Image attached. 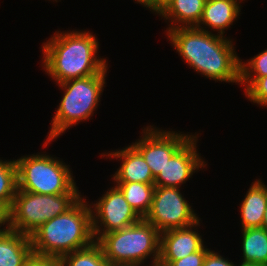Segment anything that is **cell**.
<instances>
[{
	"label": "cell",
	"instance_id": "1",
	"mask_svg": "<svg viewBox=\"0 0 267 266\" xmlns=\"http://www.w3.org/2000/svg\"><path fill=\"white\" fill-rule=\"evenodd\" d=\"M207 27L168 29L175 50L196 72L211 80L240 83V63L232 39L213 34Z\"/></svg>",
	"mask_w": 267,
	"mask_h": 266
},
{
	"label": "cell",
	"instance_id": "2",
	"mask_svg": "<svg viewBox=\"0 0 267 266\" xmlns=\"http://www.w3.org/2000/svg\"><path fill=\"white\" fill-rule=\"evenodd\" d=\"M80 31H58L42 45V66L57 84L100 74L108 67L106 59L96 56L97 38L89 31Z\"/></svg>",
	"mask_w": 267,
	"mask_h": 266
},
{
	"label": "cell",
	"instance_id": "3",
	"mask_svg": "<svg viewBox=\"0 0 267 266\" xmlns=\"http://www.w3.org/2000/svg\"><path fill=\"white\" fill-rule=\"evenodd\" d=\"M82 197L65 213L42 224L31 236L36 255L62 257L94 241L91 207Z\"/></svg>",
	"mask_w": 267,
	"mask_h": 266
},
{
	"label": "cell",
	"instance_id": "4",
	"mask_svg": "<svg viewBox=\"0 0 267 266\" xmlns=\"http://www.w3.org/2000/svg\"><path fill=\"white\" fill-rule=\"evenodd\" d=\"M107 68L100 74L64 81L59 87L64 95L52 119L45 146L68 128L93 116L105 87Z\"/></svg>",
	"mask_w": 267,
	"mask_h": 266
},
{
	"label": "cell",
	"instance_id": "5",
	"mask_svg": "<svg viewBox=\"0 0 267 266\" xmlns=\"http://www.w3.org/2000/svg\"><path fill=\"white\" fill-rule=\"evenodd\" d=\"M110 263L144 264L150 257L151 266L160 259V232L144 218L124 229L102 235L96 241Z\"/></svg>",
	"mask_w": 267,
	"mask_h": 266
},
{
	"label": "cell",
	"instance_id": "6",
	"mask_svg": "<svg viewBox=\"0 0 267 266\" xmlns=\"http://www.w3.org/2000/svg\"><path fill=\"white\" fill-rule=\"evenodd\" d=\"M17 190L58 195L80 193L69 165L46 154H32L15 159Z\"/></svg>",
	"mask_w": 267,
	"mask_h": 266
},
{
	"label": "cell",
	"instance_id": "7",
	"mask_svg": "<svg viewBox=\"0 0 267 266\" xmlns=\"http://www.w3.org/2000/svg\"><path fill=\"white\" fill-rule=\"evenodd\" d=\"M80 193L37 194L17 190L11 206V230L31 236L42 224L65 213Z\"/></svg>",
	"mask_w": 267,
	"mask_h": 266
},
{
	"label": "cell",
	"instance_id": "8",
	"mask_svg": "<svg viewBox=\"0 0 267 266\" xmlns=\"http://www.w3.org/2000/svg\"><path fill=\"white\" fill-rule=\"evenodd\" d=\"M196 215L179 188L155 186L152 205L144 219L161 233L200 221Z\"/></svg>",
	"mask_w": 267,
	"mask_h": 266
},
{
	"label": "cell",
	"instance_id": "9",
	"mask_svg": "<svg viewBox=\"0 0 267 266\" xmlns=\"http://www.w3.org/2000/svg\"><path fill=\"white\" fill-rule=\"evenodd\" d=\"M98 200L90 207L95 241L106 233L124 229L142 219L128 204L116 185L107 190Z\"/></svg>",
	"mask_w": 267,
	"mask_h": 266
},
{
	"label": "cell",
	"instance_id": "10",
	"mask_svg": "<svg viewBox=\"0 0 267 266\" xmlns=\"http://www.w3.org/2000/svg\"><path fill=\"white\" fill-rule=\"evenodd\" d=\"M151 127V128H150ZM147 126L132 145L142 154L155 178L171 156L192 136Z\"/></svg>",
	"mask_w": 267,
	"mask_h": 266
},
{
	"label": "cell",
	"instance_id": "11",
	"mask_svg": "<svg viewBox=\"0 0 267 266\" xmlns=\"http://www.w3.org/2000/svg\"><path fill=\"white\" fill-rule=\"evenodd\" d=\"M197 137L192 135L167 161L155 177L154 185L180 188L197 170L204 168V160L197 153Z\"/></svg>",
	"mask_w": 267,
	"mask_h": 266
},
{
	"label": "cell",
	"instance_id": "12",
	"mask_svg": "<svg viewBox=\"0 0 267 266\" xmlns=\"http://www.w3.org/2000/svg\"><path fill=\"white\" fill-rule=\"evenodd\" d=\"M200 222L160 233V259L157 266H169L174 260H180L187 255L199 251L204 241L194 229ZM194 229V231H193Z\"/></svg>",
	"mask_w": 267,
	"mask_h": 266
},
{
	"label": "cell",
	"instance_id": "13",
	"mask_svg": "<svg viewBox=\"0 0 267 266\" xmlns=\"http://www.w3.org/2000/svg\"><path fill=\"white\" fill-rule=\"evenodd\" d=\"M104 155V156H103ZM103 157H111L121 159L122 165L113 175L115 182H139L146 184H154L155 178L152 171L146 163L142 154L133 146L128 145L121 150L102 154Z\"/></svg>",
	"mask_w": 267,
	"mask_h": 266
},
{
	"label": "cell",
	"instance_id": "14",
	"mask_svg": "<svg viewBox=\"0 0 267 266\" xmlns=\"http://www.w3.org/2000/svg\"><path fill=\"white\" fill-rule=\"evenodd\" d=\"M206 0L202 18L197 26H207L218 35L224 36L225 31L230 28L234 20L241 12V1L243 0Z\"/></svg>",
	"mask_w": 267,
	"mask_h": 266
},
{
	"label": "cell",
	"instance_id": "15",
	"mask_svg": "<svg viewBox=\"0 0 267 266\" xmlns=\"http://www.w3.org/2000/svg\"><path fill=\"white\" fill-rule=\"evenodd\" d=\"M205 3L206 0H168L158 15L171 21L169 25L171 27L167 30L178 27H194L202 18Z\"/></svg>",
	"mask_w": 267,
	"mask_h": 266
},
{
	"label": "cell",
	"instance_id": "16",
	"mask_svg": "<svg viewBox=\"0 0 267 266\" xmlns=\"http://www.w3.org/2000/svg\"><path fill=\"white\" fill-rule=\"evenodd\" d=\"M252 183L240 207L242 229L262 227L267 206V185L260 179Z\"/></svg>",
	"mask_w": 267,
	"mask_h": 266
},
{
	"label": "cell",
	"instance_id": "17",
	"mask_svg": "<svg viewBox=\"0 0 267 266\" xmlns=\"http://www.w3.org/2000/svg\"><path fill=\"white\" fill-rule=\"evenodd\" d=\"M32 253L30 236L13 230L0 233V266H24Z\"/></svg>",
	"mask_w": 267,
	"mask_h": 266
},
{
	"label": "cell",
	"instance_id": "18",
	"mask_svg": "<svg viewBox=\"0 0 267 266\" xmlns=\"http://www.w3.org/2000/svg\"><path fill=\"white\" fill-rule=\"evenodd\" d=\"M242 261L267 266V230L265 228L242 229Z\"/></svg>",
	"mask_w": 267,
	"mask_h": 266
},
{
	"label": "cell",
	"instance_id": "19",
	"mask_svg": "<svg viewBox=\"0 0 267 266\" xmlns=\"http://www.w3.org/2000/svg\"><path fill=\"white\" fill-rule=\"evenodd\" d=\"M115 185L135 212L141 218H145L152 205L155 185L139 182H116Z\"/></svg>",
	"mask_w": 267,
	"mask_h": 266
},
{
	"label": "cell",
	"instance_id": "20",
	"mask_svg": "<svg viewBox=\"0 0 267 266\" xmlns=\"http://www.w3.org/2000/svg\"><path fill=\"white\" fill-rule=\"evenodd\" d=\"M62 266H109L101 246L94 241L90 246L61 257Z\"/></svg>",
	"mask_w": 267,
	"mask_h": 266
},
{
	"label": "cell",
	"instance_id": "21",
	"mask_svg": "<svg viewBox=\"0 0 267 266\" xmlns=\"http://www.w3.org/2000/svg\"><path fill=\"white\" fill-rule=\"evenodd\" d=\"M249 60L240 63V85H244L245 91L258 78L267 75V49Z\"/></svg>",
	"mask_w": 267,
	"mask_h": 266
},
{
	"label": "cell",
	"instance_id": "22",
	"mask_svg": "<svg viewBox=\"0 0 267 266\" xmlns=\"http://www.w3.org/2000/svg\"><path fill=\"white\" fill-rule=\"evenodd\" d=\"M17 191V167L15 160L0 159V201L12 206Z\"/></svg>",
	"mask_w": 267,
	"mask_h": 266
},
{
	"label": "cell",
	"instance_id": "23",
	"mask_svg": "<svg viewBox=\"0 0 267 266\" xmlns=\"http://www.w3.org/2000/svg\"><path fill=\"white\" fill-rule=\"evenodd\" d=\"M245 96L253 103L267 106V75L258 78L246 91Z\"/></svg>",
	"mask_w": 267,
	"mask_h": 266
},
{
	"label": "cell",
	"instance_id": "24",
	"mask_svg": "<svg viewBox=\"0 0 267 266\" xmlns=\"http://www.w3.org/2000/svg\"><path fill=\"white\" fill-rule=\"evenodd\" d=\"M204 245L199 251L187 255L180 260H174L169 266H203L206 254L210 251Z\"/></svg>",
	"mask_w": 267,
	"mask_h": 266
},
{
	"label": "cell",
	"instance_id": "25",
	"mask_svg": "<svg viewBox=\"0 0 267 266\" xmlns=\"http://www.w3.org/2000/svg\"><path fill=\"white\" fill-rule=\"evenodd\" d=\"M24 266H62L60 257L41 256L32 253Z\"/></svg>",
	"mask_w": 267,
	"mask_h": 266
},
{
	"label": "cell",
	"instance_id": "26",
	"mask_svg": "<svg viewBox=\"0 0 267 266\" xmlns=\"http://www.w3.org/2000/svg\"><path fill=\"white\" fill-rule=\"evenodd\" d=\"M233 262L228 259L223 258L217 252L210 250L205 257L203 262V266H235Z\"/></svg>",
	"mask_w": 267,
	"mask_h": 266
},
{
	"label": "cell",
	"instance_id": "27",
	"mask_svg": "<svg viewBox=\"0 0 267 266\" xmlns=\"http://www.w3.org/2000/svg\"><path fill=\"white\" fill-rule=\"evenodd\" d=\"M2 225L0 233L11 230V207L5 201H0V227Z\"/></svg>",
	"mask_w": 267,
	"mask_h": 266
},
{
	"label": "cell",
	"instance_id": "28",
	"mask_svg": "<svg viewBox=\"0 0 267 266\" xmlns=\"http://www.w3.org/2000/svg\"><path fill=\"white\" fill-rule=\"evenodd\" d=\"M137 3H140L141 5H144V7H148L150 11L156 14V0H134Z\"/></svg>",
	"mask_w": 267,
	"mask_h": 266
},
{
	"label": "cell",
	"instance_id": "29",
	"mask_svg": "<svg viewBox=\"0 0 267 266\" xmlns=\"http://www.w3.org/2000/svg\"><path fill=\"white\" fill-rule=\"evenodd\" d=\"M168 0H156V14H158L162 7L166 4Z\"/></svg>",
	"mask_w": 267,
	"mask_h": 266
},
{
	"label": "cell",
	"instance_id": "30",
	"mask_svg": "<svg viewBox=\"0 0 267 266\" xmlns=\"http://www.w3.org/2000/svg\"><path fill=\"white\" fill-rule=\"evenodd\" d=\"M109 266H140V264L110 263Z\"/></svg>",
	"mask_w": 267,
	"mask_h": 266
},
{
	"label": "cell",
	"instance_id": "31",
	"mask_svg": "<svg viewBox=\"0 0 267 266\" xmlns=\"http://www.w3.org/2000/svg\"><path fill=\"white\" fill-rule=\"evenodd\" d=\"M262 228H265L267 230V206H266V209H265V212H264Z\"/></svg>",
	"mask_w": 267,
	"mask_h": 266
},
{
	"label": "cell",
	"instance_id": "32",
	"mask_svg": "<svg viewBox=\"0 0 267 266\" xmlns=\"http://www.w3.org/2000/svg\"><path fill=\"white\" fill-rule=\"evenodd\" d=\"M240 266H264V265L255 264V263H245V262H242Z\"/></svg>",
	"mask_w": 267,
	"mask_h": 266
}]
</instances>
